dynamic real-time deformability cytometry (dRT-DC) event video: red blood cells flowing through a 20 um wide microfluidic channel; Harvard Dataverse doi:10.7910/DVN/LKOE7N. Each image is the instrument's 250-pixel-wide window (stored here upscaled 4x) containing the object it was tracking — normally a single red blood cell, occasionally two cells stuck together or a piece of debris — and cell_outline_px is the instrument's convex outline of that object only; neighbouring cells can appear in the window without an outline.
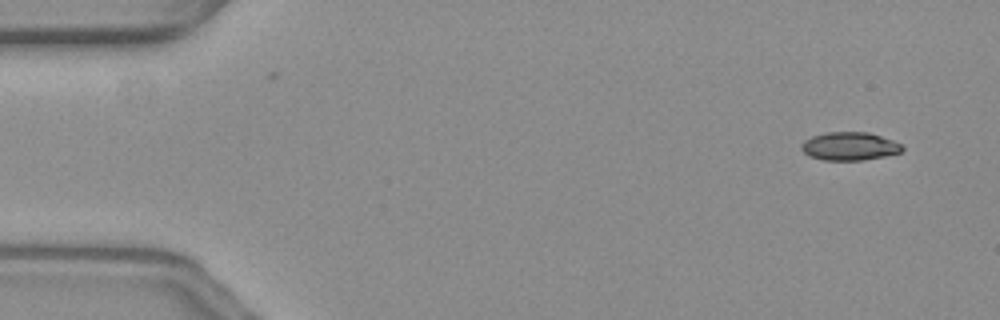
{"species": "common noctule bat (a hibernating species)", "species_latin": "Nyctalus noctula", "temperature_condition": "warm", "stored_images_in_passage": 7, "camera_frame_rate_fps": 3000, "um_per_image_px": 0.085, "animal": {"sex": "female", "body_mass_g": 19.3, "forearm_length_mm": 54.1}, "frame": {"image": 1, "passage_image": 2, "time_ms": 0.333, "image_size_px": [1000, 320], "cell_outline_px": [[904, 148], [900, 152], [884, 156], [860, 160], [824, 160], [808, 156], [800, 148], [800, 144], [804, 140], [812, 136], [824, 132], [868, 132], [892, 140], [900, 144]], "centroid_in_image_um": [72.15, 12.42], "position_along_channel_um": 12.8, "area_um2": 16.53}}